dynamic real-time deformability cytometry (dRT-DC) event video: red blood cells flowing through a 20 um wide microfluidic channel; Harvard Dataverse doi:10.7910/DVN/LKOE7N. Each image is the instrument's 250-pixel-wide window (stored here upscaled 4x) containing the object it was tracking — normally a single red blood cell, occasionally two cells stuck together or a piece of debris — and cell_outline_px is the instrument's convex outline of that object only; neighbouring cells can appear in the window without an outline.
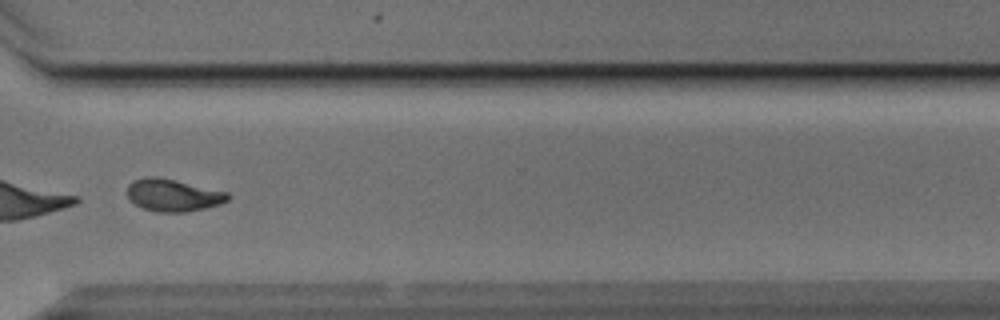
{"species": "Egyptian fruit bat (a non-hibernating species)", "species_latin": "Rousettus aegyptiacus", "temperature_condition": "cold", "stored_images_in_passage": 53, "segment_of_instrument_passage": [2, 2], "camera_frame_rate_fps": 3000, "um_per_image_px": 0.085, "animal": {"sex": "male"}, "frame": {"image": 1, "passage_image": 41, "time_ms": 13.333, "image_size_px": [1000, 320], "cell_outline_px": [[228, 200], [220, 204], [188, 212], [156, 212], [144, 208], [136, 204], [128, 196], [128, 184], [132, 180], [144, 176], [160, 176], [228, 192]], "centroid_in_image_um": [14.7, 16.57], "position_along_channel_um": 355.9, "area_um2": 19.02}}